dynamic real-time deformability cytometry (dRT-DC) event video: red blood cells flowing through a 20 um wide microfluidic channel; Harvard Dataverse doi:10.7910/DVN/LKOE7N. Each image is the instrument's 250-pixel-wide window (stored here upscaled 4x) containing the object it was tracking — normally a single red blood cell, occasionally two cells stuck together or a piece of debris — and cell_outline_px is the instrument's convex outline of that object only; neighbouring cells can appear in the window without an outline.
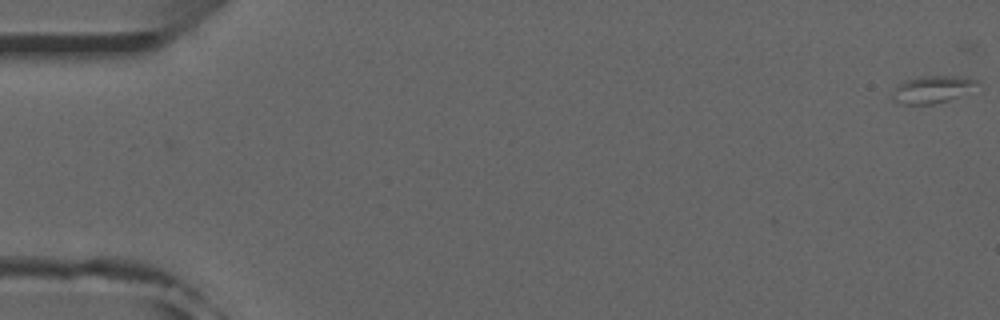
{"species": "common noctule bat (a hibernating species)", "species_latin": "Nyctalus noctula", "temperature_condition": "room temperature", "stored_images_in_passage": 53, "camera_frame_rate_fps": 3000, "um_per_image_px": 0.085, "animal": {"sex": "male", "forearm_length_mm": 52.5}, "frame": {"image": 1, "passage_image": 1, "time_ms": 0.0, "image_size_px": [1000, 320], "cell_outline_px": [[980, 80], [956, 96], [948, 100], [932, 104], [900, 104], [892, 100], [892, 92], [904, 80], [924, 76], [968, 76]], "centroid_in_image_um": [79.15, 7.59], "position_along_channel_um": 5.8, "area_um2": 13.01}}
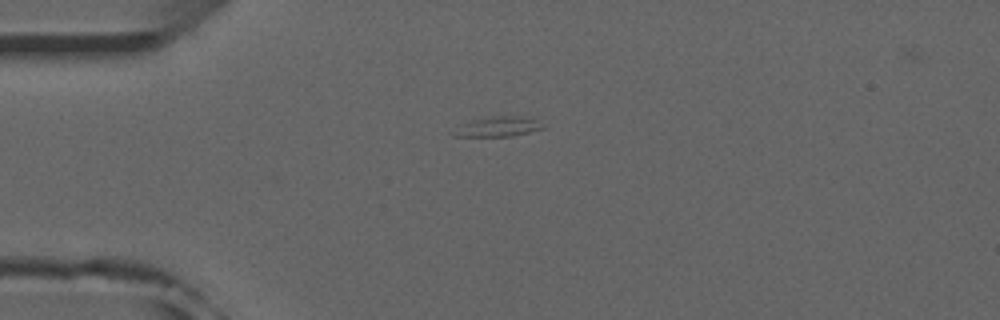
{"frame": {"image": 2, "passage_image": 14, "time_ms": 4.333, "image_size_px": [1000, 320], "cell_outline_px": [[544, 128], [512, 136], [452, 136], [448, 132], [472, 120], [484, 116], [512, 116], [536, 120]], "centroid_in_image_um": [42.21, 10.77], "position_along_channel_um": 42.8, "area_um2": 10.17}}